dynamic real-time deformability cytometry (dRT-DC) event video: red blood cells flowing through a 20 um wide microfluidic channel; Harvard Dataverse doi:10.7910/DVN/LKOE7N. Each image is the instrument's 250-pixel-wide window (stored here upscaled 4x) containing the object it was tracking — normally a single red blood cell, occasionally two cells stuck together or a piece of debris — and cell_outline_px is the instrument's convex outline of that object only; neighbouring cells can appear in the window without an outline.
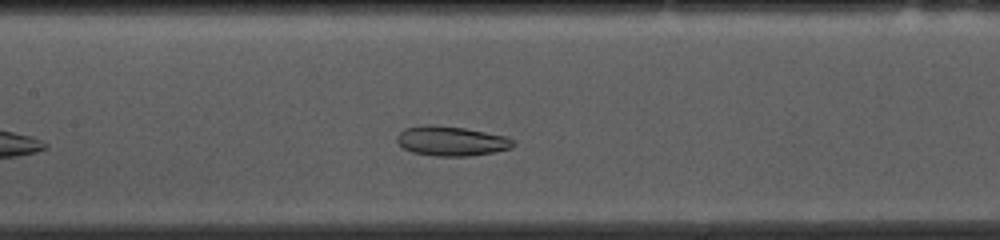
{"species": "common noctule bat (a hibernating species)", "species_latin": "Nyctalus noctula", "temperature_condition": "cold", "stored_images_in_passage": 34, "camera_frame_rate_fps": 3000, "um_per_image_px": 0.085, "animal": {"sex": "female", "body_mass_g": 10.0, "forearm_length_mm": 53.1}, "frame": {"image": 1, "passage_image": 15, "time_ms": 4.667, "image_size_px": [1000, 240], "cell_outline_px": [[516, 144], [512, 148], [472, 156], [436, 156], [412, 152], [404, 148], [396, 140], [396, 136], [404, 128], [424, 124], [432, 124], [464, 128], [508, 136], [516, 140]], "centroid_in_image_um": [38.39, 11.98], "position_along_channel_um": 169.0, "area_um2": 20.35}, "authors_computed_cell_mechanics": {"area_um2": 21.9929, "velocity_mm_per_s": 3.632, "shape_relaxation_time_tau1_ms": null, "shape_relaxation_time_tau2_ms": 1.6913, "deformation_change_tau1": null, "deformation_change_tau2": 0.0638}}